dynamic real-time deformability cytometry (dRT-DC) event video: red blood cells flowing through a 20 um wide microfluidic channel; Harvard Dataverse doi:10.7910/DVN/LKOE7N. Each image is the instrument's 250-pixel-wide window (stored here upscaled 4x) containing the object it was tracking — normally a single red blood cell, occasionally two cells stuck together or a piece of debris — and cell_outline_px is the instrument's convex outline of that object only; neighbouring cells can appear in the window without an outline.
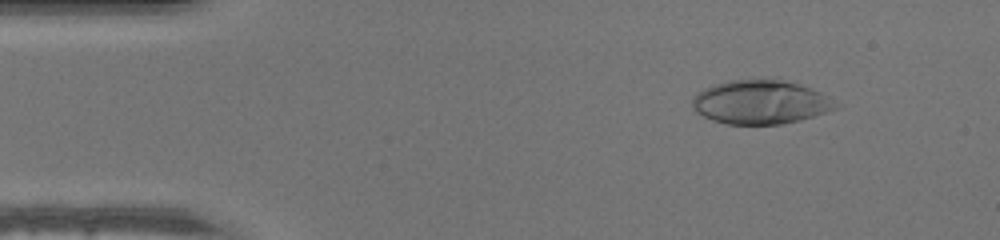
{"species": "human", "species_latin": "Homo sapiens", "temperature_condition": "warm", "stored_images_in_passage": 48, "camera_frame_rate_fps": 3000, "um_per_image_px": 0.085, "donor": {"sex": "male"}, "frame": {"image": 1, "passage_image": 6, "time_ms": 1.667, "image_size_px": [1000, 240], "cell_outline_px": [[840, 108], [800, 120], [780, 124], [728, 124], [712, 120], [696, 112], [692, 104], [692, 100], [696, 92], [704, 88], [716, 84], [732, 80], [780, 80], [800, 84], [812, 88], [820, 92]], "centroid_in_image_um": [64.62, 8.69], "position_along_channel_um": 20.4, "area_um2": 36.18}}
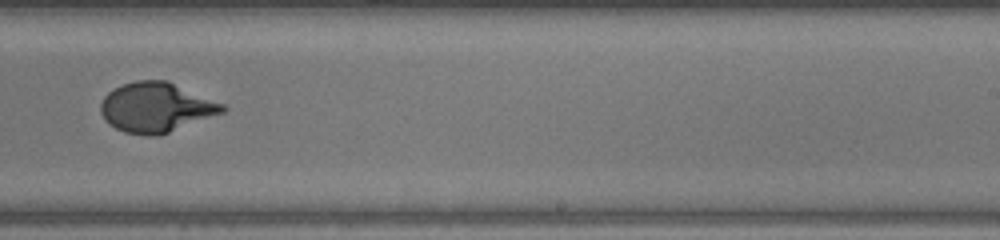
{"frame": {"image": 2, "passage_image": 30, "time_ms": 9.667, "image_size_px": [1000, 240], "cell_outline_px": [[228, 108], [224, 112], [168, 132], [156, 136], [148, 136], [124, 132], [108, 124], [104, 120], [100, 112], [100, 104], [104, 96], [108, 92], [124, 84], [136, 80], [168, 80], [224, 104]], "centroid_in_image_um": [13.25, 9.12], "position_along_channel_um": 275.7, "area_um2": 35.26}}
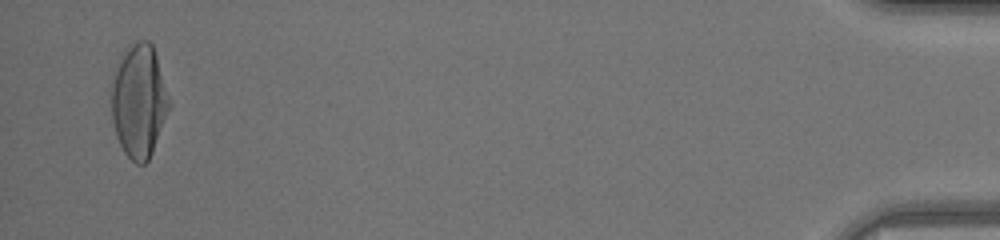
{"frame": {"image": 3, "passage_image": 47, "time_ms": 15.333, "image_size_px": [1000, 240], "cell_outline_px": [[168, 108], [152, 152], [148, 160], [144, 164], [136, 164], [124, 152], [116, 136], [112, 120], [112, 84], [120, 56], [128, 44], [140, 40], [148, 40], [152, 44], [156, 56], [168, 100]], "centroid_in_image_um": [11.77, 8.57], "position_along_channel_um": 423.4, "area_um2": 37.11}}